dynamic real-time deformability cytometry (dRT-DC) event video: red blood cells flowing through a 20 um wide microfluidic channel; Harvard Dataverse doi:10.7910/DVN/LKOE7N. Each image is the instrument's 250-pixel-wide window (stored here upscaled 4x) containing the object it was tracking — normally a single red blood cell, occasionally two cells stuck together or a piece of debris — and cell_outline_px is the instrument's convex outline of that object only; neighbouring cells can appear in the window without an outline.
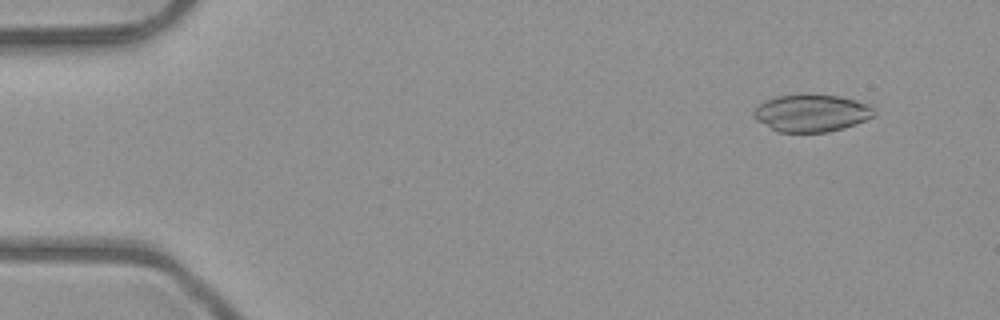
{"species": "common noctule bat (a hibernating species)", "species_latin": "Nyctalus noctula", "temperature_condition": "room temperature", "stored_images_in_passage": 50, "camera_frame_rate_fps": 3000, "um_per_image_px": 0.085, "animal": {"sex": "male", "body_mass_g": 23.1, "forearm_length_mm": 52.7}, "frame": {"image": 1, "passage_image": 3, "time_ms": 0.667, "image_size_px": [1000, 320], "cell_outline_px": [[876, 112], [872, 116], [856, 124], [844, 128], [828, 132], [776, 132], [756, 120], [752, 116], [752, 112], [764, 100], [776, 96], [840, 96], [872, 104], [876, 108]], "centroid_in_image_um": [68.99, 9.63], "position_along_channel_um": 16.0, "area_um2": 26.07}}
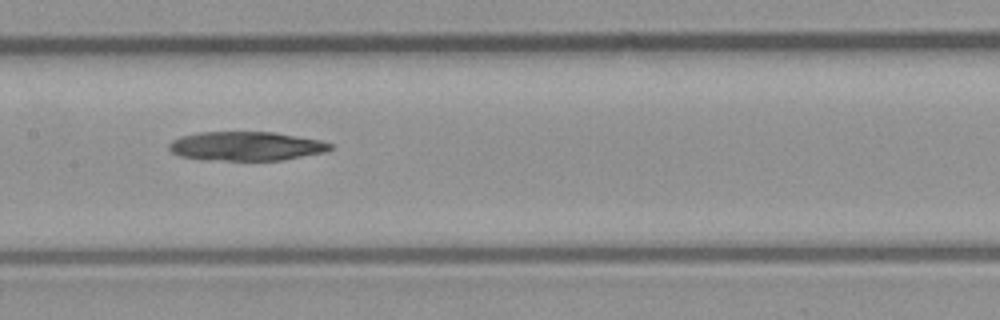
{"frame": {"image": 2, "passage_image": 24, "time_ms": 7.667, "image_size_px": [1000, 320], "cell_outline_px": [[332, 148], [324, 152], [284, 160], [224, 160], [180, 156], [172, 152], [168, 148], [168, 144], [172, 140], [180, 136], [200, 132], [276, 132], [320, 140], [332, 144]], "centroid_in_image_um": [20.93, 12.41], "position_along_channel_um": 186.5, "area_um2": 27.11}}
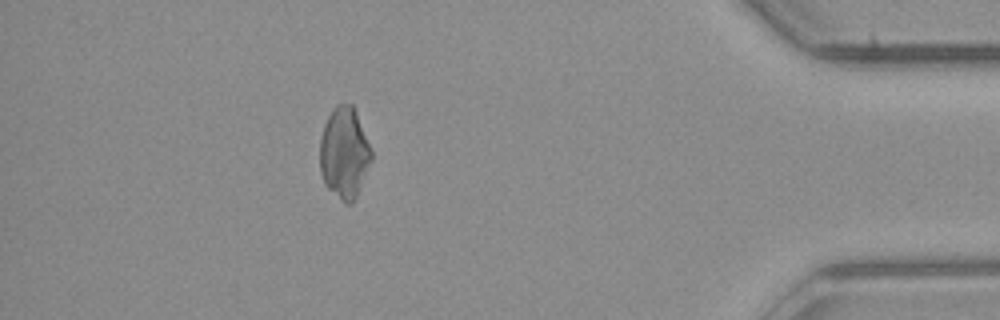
{"frame": {"image": 3, "passage_image": 44, "time_ms": 14.333, "image_size_px": [1000, 320], "cell_outline_px": [[372, 160], [356, 196], [352, 204], [344, 204], [324, 184], [320, 172], [320, 140], [324, 124], [332, 108], [336, 104], [352, 104], [356, 112], [372, 152]], "centroid_in_image_um": [29.25, 13.01], "position_along_channel_um": 406.0, "area_um2": 27.34}}